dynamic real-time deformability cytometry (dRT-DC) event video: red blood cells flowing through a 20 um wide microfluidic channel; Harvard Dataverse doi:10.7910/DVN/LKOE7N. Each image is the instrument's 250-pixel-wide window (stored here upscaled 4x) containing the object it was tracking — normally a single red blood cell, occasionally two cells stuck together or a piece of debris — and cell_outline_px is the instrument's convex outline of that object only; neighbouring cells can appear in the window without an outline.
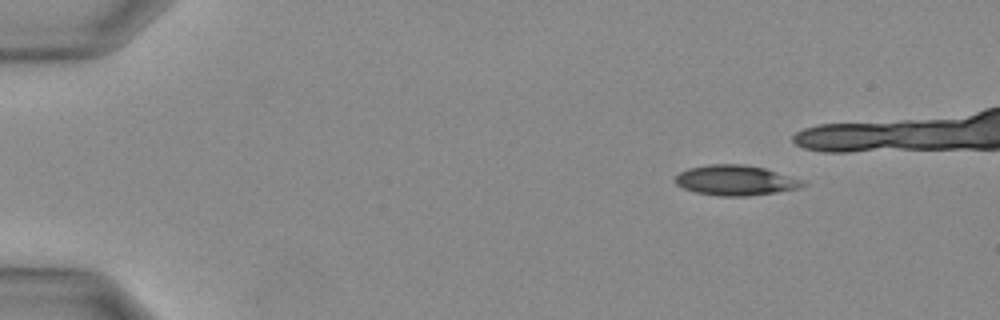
{"species": "Egyptian fruit bat (a non-hibernating species)", "species_latin": "Rousettus aegyptiacus", "temperature_condition": "warm", "stored_images_in_passage": 17, "camera_frame_rate_fps": 3000, "um_per_image_px": 0.085, "animal": {"sex": "female"}, "frame": {"image": 1, "passage_image": 1, "time_ms": 0.0, "image_size_px": [1000, 320], "cell_outline_px": [[808, 184], [800, 188], [776, 192], [744, 196], [720, 196], [696, 192], [684, 188], [676, 184], [676, 176], [680, 172], [688, 168], [708, 164], [744, 164], [764, 168], [800, 180]], "centroid_in_image_um": [62.5, 15.32], "position_along_channel_um": 22.5, "area_um2": 22.14}}